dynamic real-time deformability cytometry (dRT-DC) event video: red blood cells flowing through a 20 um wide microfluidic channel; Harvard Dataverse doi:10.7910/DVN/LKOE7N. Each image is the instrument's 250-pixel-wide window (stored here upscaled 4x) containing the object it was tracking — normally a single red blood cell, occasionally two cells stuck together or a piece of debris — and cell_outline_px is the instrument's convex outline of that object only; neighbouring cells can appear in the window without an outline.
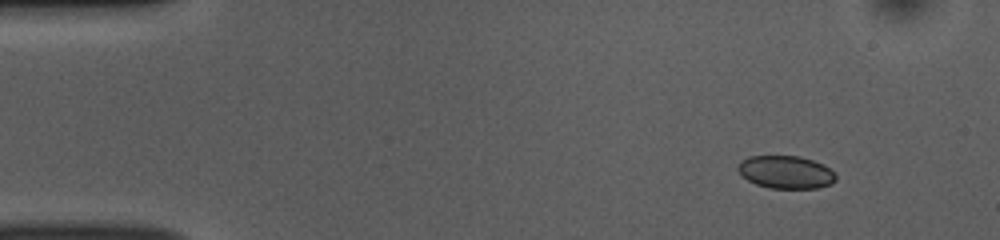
{"species": "common noctule bat (a hibernating species)", "species_latin": "Nyctalus noctula", "temperature_condition": "room temperature", "stored_images_in_passage": 48, "camera_frame_rate_fps": 3000, "um_per_image_px": 0.085, "animal": {"sex": "female", "body_mass_g": 10.0, "forearm_length_mm": 53.1}, "frame": {"image": 1, "passage_image": 2, "time_ms": 0.333, "image_size_px": [1000, 240], "cell_outline_px": [[836, 180], [832, 184], [816, 188], [768, 188], [756, 184], [748, 180], [736, 168], [748, 156], [800, 156], [824, 164], [836, 176]], "centroid_in_image_um": [66.82, 14.63], "position_along_channel_um": 18.2, "area_um2": 18.55}}
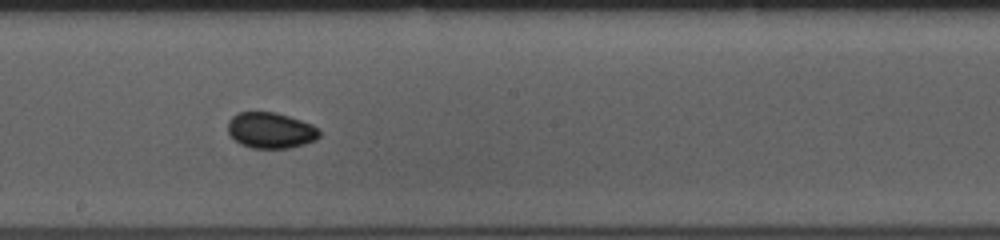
{"frame": {"image": 2, "passage_image": 25, "time_ms": 8.0, "image_size_px": [1000, 240], "cell_outline_px": [[320, 136], [316, 140], [304, 144], [288, 148], [252, 148], [240, 144], [228, 132], [228, 120], [236, 112], [276, 112], [312, 124], [320, 128]], "centroid_in_image_um": [23.02, 11.07], "position_along_channel_um": 225.2, "area_um2": 19.25}}
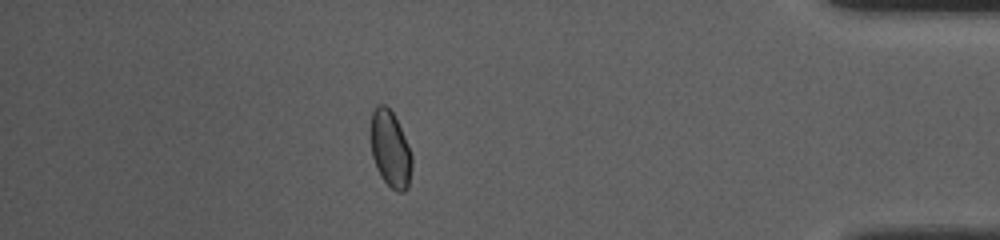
{"frame": {"image": 3, "passage_image": 42, "time_ms": 13.667, "image_size_px": [1000, 240], "cell_outline_px": [[412, 164], [408, 188], [404, 192], [396, 192], [380, 176], [376, 168], [372, 156], [368, 132], [368, 128], [372, 112], [380, 104], [384, 104], [392, 112], [412, 152]], "centroid_in_image_um": [33.14, 12.68], "position_along_channel_um": 402.1, "area_um2": 18.73}, "authors_computed_cell_mechanics": {"area_um2": 18.7561, "velocity_mm_per_s": 3.8498, "shape_relaxation_time_tau1_ms": 3.2568, "shape_relaxation_time_tau2_ms": 2.6766, "deformation_change_tau1": 0.0509, "deformation_change_tau2": 0.0348}}